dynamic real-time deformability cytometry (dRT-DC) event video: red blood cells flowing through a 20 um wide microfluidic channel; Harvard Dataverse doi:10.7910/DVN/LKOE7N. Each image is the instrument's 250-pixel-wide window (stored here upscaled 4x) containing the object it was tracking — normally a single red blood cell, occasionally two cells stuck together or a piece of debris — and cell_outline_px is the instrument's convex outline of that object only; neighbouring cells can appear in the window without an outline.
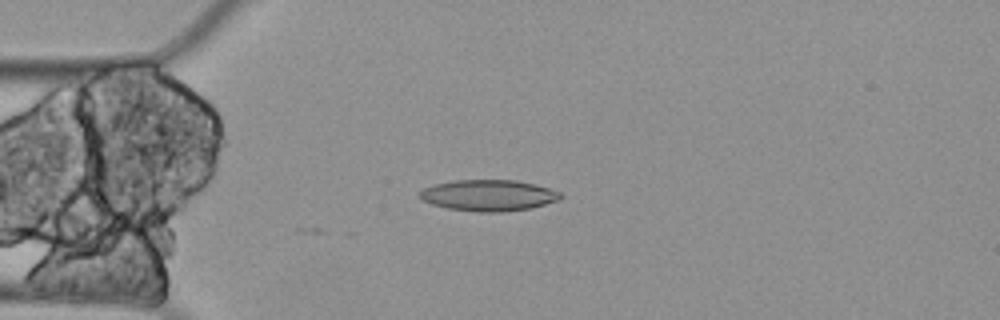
{"species": "Egyptian fruit bat (a non-hibernating species)", "species_latin": "Rousettus aegyptiacus", "temperature_condition": "cold", "stored_images_in_passage": 9, "camera_frame_rate_fps": 3000, "um_per_image_px": 0.085, "animal": {"sex": "female"}, "frame": {"image": 1, "passage_image": 4, "time_ms": 1.0, "image_size_px": [1000, 320], "cell_outline_px": [[564, 196], [560, 200], [528, 208], [504, 212], [480, 212], [448, 208], [432, 204], [424, 200], [420, 196], [420, 192], [424, 188], [436, 184], [456, 180], [516, 180], [536, 184], [560, 192]], "centroid_in_image_um": [41.57, 16.6], "position_along_channel_um": 43.4, "area_um2": 25.37}}
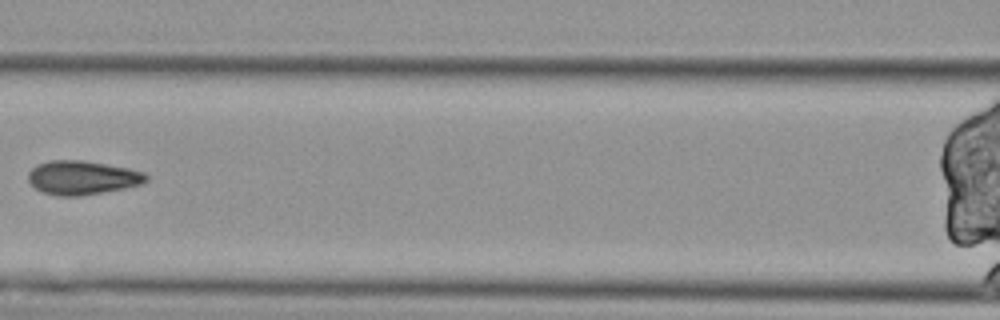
{"frame": {"image": 2, "passage_image": 7, "time_ms": 2.0, "image_size_px": [1000, 320], "cell_outline_px": [[148, 180], [144, 184], [104, 192], [80, 196], [56, 196], [44, 192], [36, 188], [28, 180], [28, 172], [36, 164], [48, 160], [84, 160], [128, 168], [144, 172], [148, 176]], "centroid_in_image_um": [7.0, 15.09], "position_along_channel_um": 159.6, "area_um2": 23.47}}
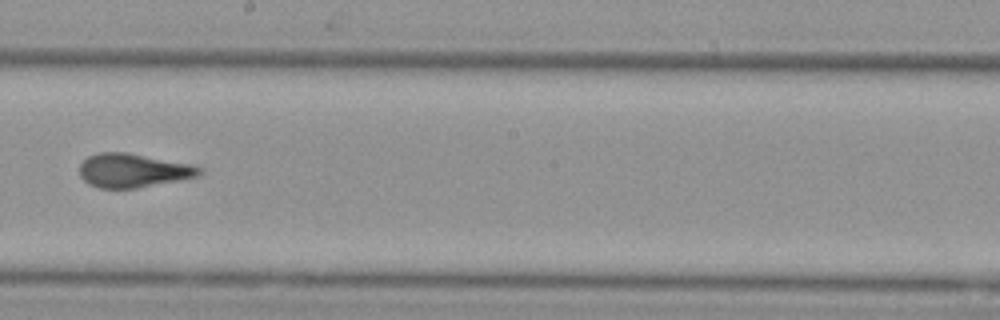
{"frame": {"image": 3, "passage_image": 9, "time_ms": 2.667, "image_size_px": [1000, 320], "cell_outline_px": [[204, 172], [196, 176], [136, 188], [100, 188], [88, 184], [80, 176], [80, 164], [88, 156], [100, 152], [128, 152], [196, 164], [204, 168]], "centroid_in_image_um": [11.34, 14.47], "position_along_channel_um": 236.9, "area_um2": 23.81}}